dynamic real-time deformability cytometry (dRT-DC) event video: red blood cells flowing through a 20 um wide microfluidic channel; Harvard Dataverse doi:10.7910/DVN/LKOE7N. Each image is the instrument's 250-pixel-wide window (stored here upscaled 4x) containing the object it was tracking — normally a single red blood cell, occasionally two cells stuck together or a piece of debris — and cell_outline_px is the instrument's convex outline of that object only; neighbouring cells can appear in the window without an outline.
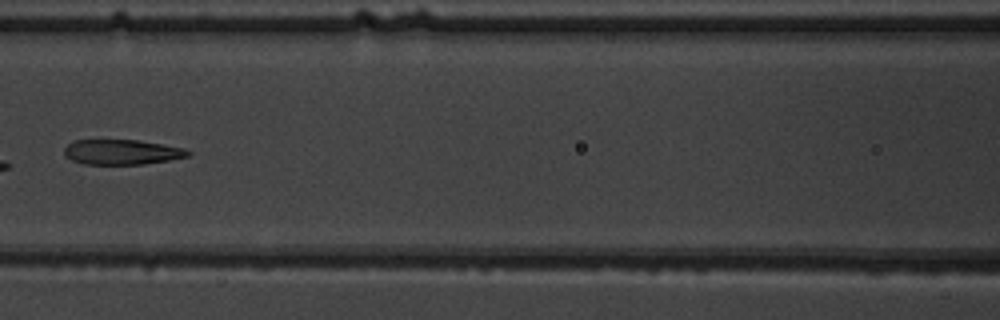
{"species": "common noctule bat (a hibernating species)", "species_latin": "Nyctalus noctula", "temperature_condition": "warm", "stored_images_in_passage": 8, "camera_frame_rate_fps": 3000, "um_per_image_px": 0.085, "animal": {"sex": "male", "body_mass_g": 19.5, "forearm_length_mm": 54.6}, "frame": {"image": 1, "passage_image": 7, "time_ms": 7.0, "image_size_px": [1000, 320], "cell_outline_px": [[192, 152], [188, 156], [168, 160], [144, 164], [84, 164], [72, 160], [64, 156], [64, 148], [72, 140], [136, 140], [164, 144], [184, 148]], "centroid_in_image_um": [10.34, 12.92], "position_along_channel_um": 156.3, "area_um2": 18.09}}
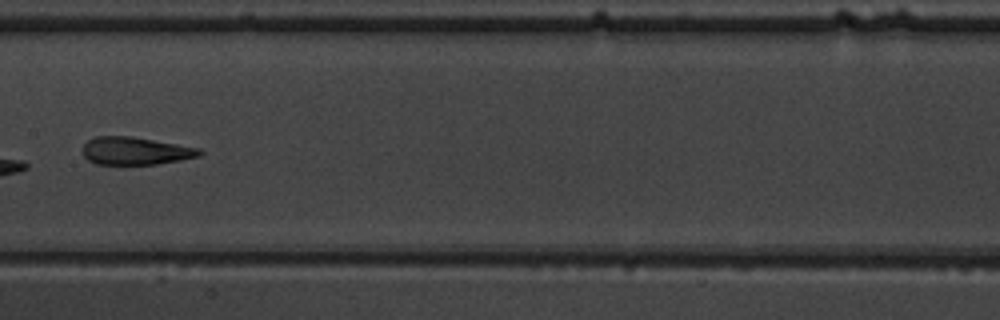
{"frame": {"image": 2, "passage_image": 8, "time_ms": 8.0, "image_size_px": [1000, 320], "cell_outline_px": [[204, 152], [200, 156], [180, 160], [156, 164], [96, 164], [88, 160], [84, 156], [84, 144], [88, 140], [96, 136], [128, 136], [200, 148]], "centroid_in_image_um": [11.52, 12.83], "position_along_channel_um": 195.9, "area_um2": 18.67}}